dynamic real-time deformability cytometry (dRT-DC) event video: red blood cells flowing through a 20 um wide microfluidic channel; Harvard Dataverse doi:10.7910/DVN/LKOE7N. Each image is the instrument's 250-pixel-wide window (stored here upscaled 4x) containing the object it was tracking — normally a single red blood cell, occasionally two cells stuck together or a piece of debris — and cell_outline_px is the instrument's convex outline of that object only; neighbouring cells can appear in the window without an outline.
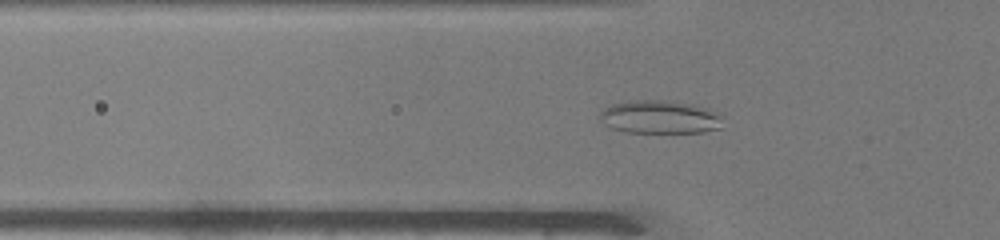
{"species": "common noctule bat (a hibernating species)", "species_latin": "Nyctalus noctula", "temperature_condition": "warm", "stored_images_in_passage": 40, "camera_frame_rate_fps": 3000, "um_per_image_px": 0.085, "animal": {"sex": "male", "body_mass_g": 19.0, "forearm_length_mm": 50.8}, "frame": {"image": 1, "passage_image": 7, "time_ms": 2.0, "image_size_px": [1000, 240], "cell_outline_px": [[724, 128], [704, 132], [624, 132], [612, 128], [604, 124], [600, 120], [600, 112], [604, 108], [612, 104], [628, 100], [672, 100], [696, 104], [724, 112]], "centroid_in_image_um": [56.22, 9.93], "position_along_channel_um": 69.6, "area_um2": 24.74}}
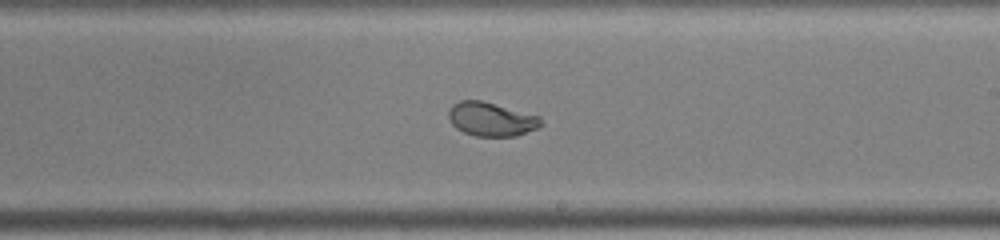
{"frame": {"image": 2, "passage_image": 20, "time_ms": 6.333, "image_size_px": [1000, 240], "cell_outline_px": [[544, 124], [536, 128], [516, 136], [476, 136], [464, 132], [456, 128], [452, 124], [448, 116], [448, 112], [452, 104], [460, 100], [480, 100], [540, 116]], "centroid_in_image_um": [41.75, 10.13], "position_along_channel_um": 247.3, "area_um2": 18.15}}
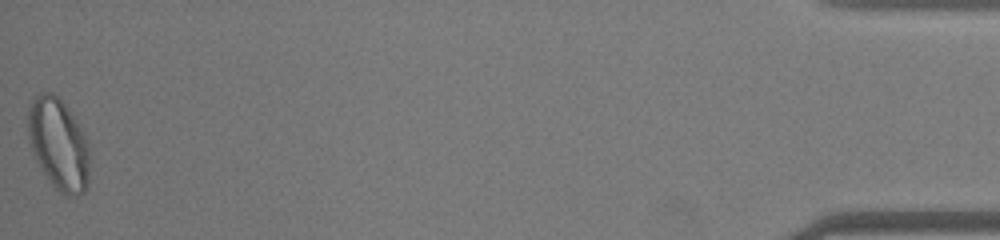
{"frame": {"image": 3, "passage_image": 40, "time_ms": 13.0, "image_size_px": [1000, 240], "cell_outline_px": [[88, 184], [84, 192], [76, 196], [64, 196], [52, 184], [40, 168], [28, 140], [28, 104], [40, 92], [52, 92], [68, 108], [84, 132], [88, 140]], "centroid_in_image_um": [4.97, 12.25], "position_along_channel_um": 430.2, "area_um2": 32.89}, "authors_computed_cell_mechanics": {"area_um2": 20.1722, "velocity_mm_per_s": 4.108, "shape_relaxation_time_tau1_ms": 5.3893, "shape_relaxation_time_tau2_ms": null, "deformation_change_tau1": 0.1809, "deformation_change_tau2": null}}